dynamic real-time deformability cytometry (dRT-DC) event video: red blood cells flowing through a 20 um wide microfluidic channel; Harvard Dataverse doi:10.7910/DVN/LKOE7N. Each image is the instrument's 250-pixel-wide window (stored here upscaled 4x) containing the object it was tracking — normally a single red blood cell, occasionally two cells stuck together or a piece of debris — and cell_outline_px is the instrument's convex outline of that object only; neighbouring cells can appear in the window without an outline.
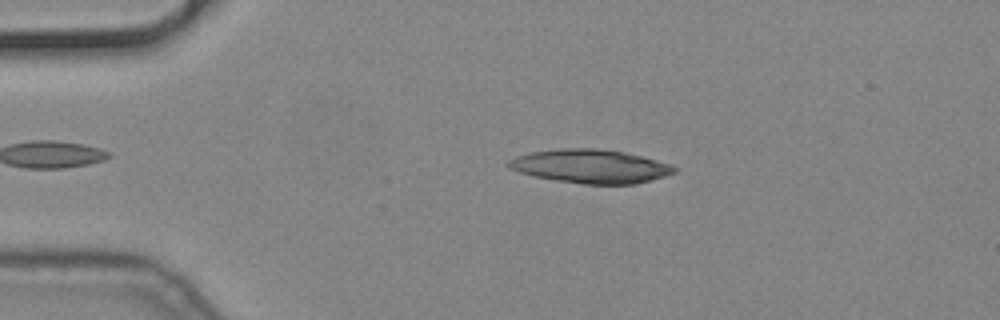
{"species": "common noctule bat (a hibernating species)", "species_latin": "Nyctalus noctula", "temperature_condition": "cold", "stored_images_in_passage": 48, "camera_frame_rate_fps": 3000, "um_per_image_px": 0.085, "animal": {"sex": "male", "body_mass_g": 19.2, "forearm_length_mm": 51.8}, "frame": {"image": 1, "passage_image": 10, "time_ms": 3.0, "image_size_px": [1000, 320], "cell_outline_px": [[680, 168], [676, 172], [664, 176], [636, 184], [584, 184], [556, 180], [532, 176], [508, 168], [504, 164], [508, 160], [516, 156], [532, 152], [560, 148], [596, 148], [624, 152], [672, 164]], "centroid_in_image_um": [50.18, 14.13], "position_along_channel_um": 34.8, "area_um2": 32.66}}